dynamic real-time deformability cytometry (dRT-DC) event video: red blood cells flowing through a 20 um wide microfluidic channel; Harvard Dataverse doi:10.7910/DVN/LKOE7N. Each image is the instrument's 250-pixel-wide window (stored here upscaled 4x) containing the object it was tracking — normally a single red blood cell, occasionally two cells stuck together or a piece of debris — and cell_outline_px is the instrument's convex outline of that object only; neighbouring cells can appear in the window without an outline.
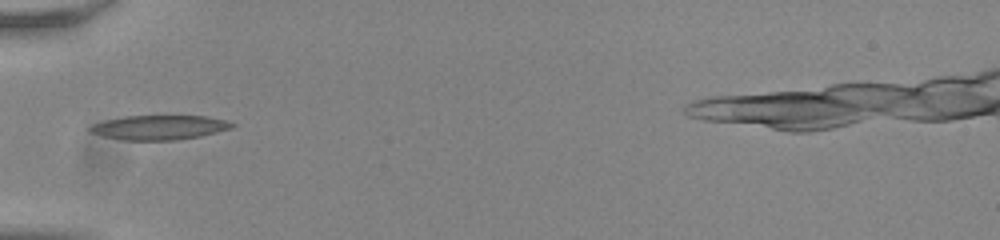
{"species": "common noctule bat (a hibernating species)", "species_latin": "Nyctalus noctula", "temperature_condition": "room temperature", "stored_images_in_passage": 37, "segment_of_instrument_passage": [1, 2], "camera_frame_rate_fps": 3000, "um_per_image_px": 0.085, "animal": {"sex": "male", "body_mass_g": 20.0, "forearm_length_mm": 53.3}, "frame": {"image": 1, "passage_image": 1, "time_ms": 0.0, "image_size_px": [1000, 240], "cell_outline_px": [[236, 124], [232, 128], [200, 136], [176, 140], [124, 140], [104, 136], [88, 132], [88, 128], [92, 124], [124, 116], [204, 116], [224, 120]], "centroid_in_image_um": [13.52, 10.83], "position_along_channel_um": 71.5, "area_um2": 20.06}}
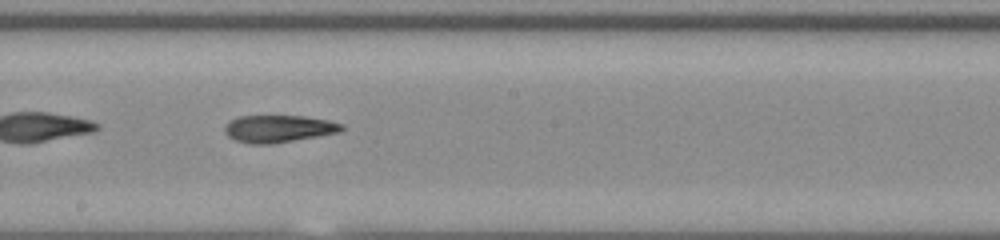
{"frame": {"image": 2, "passage_image": 13, "time_ms": 4.0, "image_size_px": [1000, 240], "cell_outline_px": [[344, 128], [340, 132], [272, 144], [248, 144], [236, 140], [228, 136], [224, 132], [224, 128], [228, 120], [240, 116], [304, 116], [328, 120], [344, 124]], "centroid_in_image_um": [23.66, 10.94], "position_along_channel_um": 224.5, "area_um2": 18.67}}
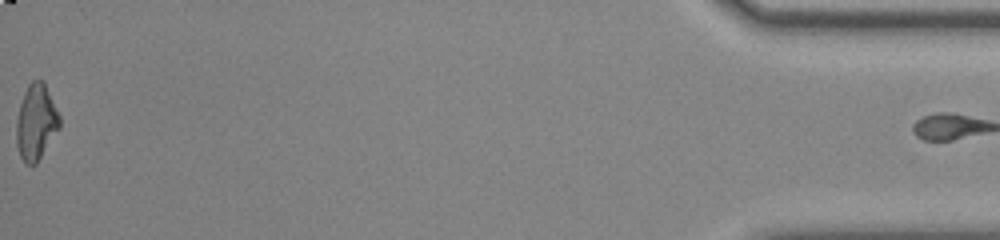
{"frame": {"image": 3, "passage_image": 36, "time_ms": 11.667, "image_size_px": [1000, 240], "cell_outline_px": [[60, 128], [36, 164], [28, 164], [20, 156], [16, 144], [16, 120], [20, 104], [24, 92], [28, 84], [32, 80], [44, 80], [60, 116]], "centroid_in_image_um": [3.07, 10.36], "position_along_channel_um": 432.1, "area_um2": 19.13}}